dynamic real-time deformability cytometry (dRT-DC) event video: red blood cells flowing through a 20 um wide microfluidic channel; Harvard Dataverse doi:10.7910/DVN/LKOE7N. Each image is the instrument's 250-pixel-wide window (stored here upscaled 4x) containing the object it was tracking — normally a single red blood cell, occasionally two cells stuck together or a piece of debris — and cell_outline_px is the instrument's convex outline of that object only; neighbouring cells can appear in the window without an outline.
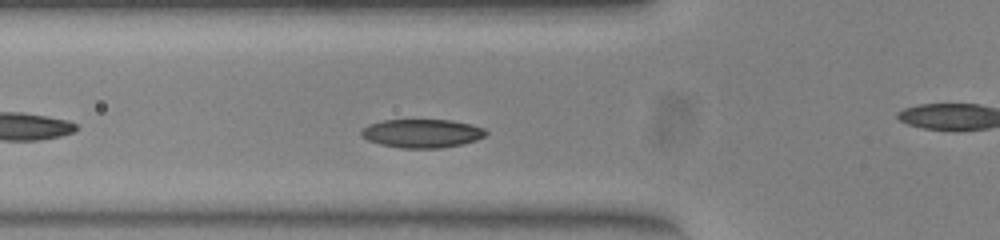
{"species": "common noctule bat (a hibernating species)", "species_latin": "Nyctalus noctula", "temperature_condition": "warm", "stored_images_in_passage": 47, "camera_frame_rate_fps": 3000, "um_per_image_px": 0.085, "animal": {"sex": "female", "body_mass_g": 23.0, "forearm_length_mm": 53.4}, "frame": {"image": 1, "passage_image": 11, "time_ms": 3.333, "image_size_px": [1000, 240], "cell_outline_px": [[488, 132], [484, 136], [476, 140], [464, 144], [440, 148], [400, 148], [380, 144], [368, 140], [360, 136], [360, 132], [368, 124], [384, 120], [452, 120], [472, 124], [484, 128]], "centroid_in_image_um": [35.88, 11.34], "position_along_channel_um": 89.9, "area_um2": 20.87}}
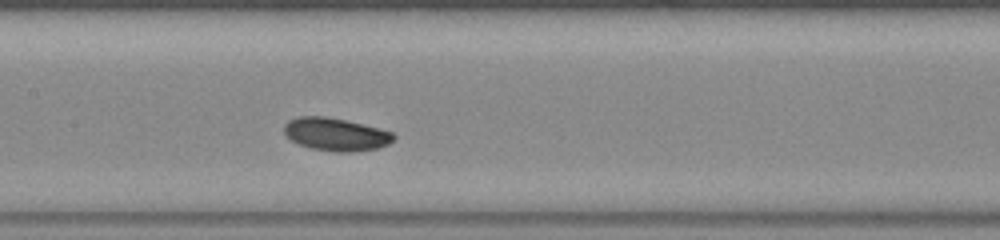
{"frame": {"image": 2, "passage_image": 18, "time_ms": 5.667, "image_size_px": [1000, 240], "cell_outline_px": [[396, 136], [388, 144], [376, 148], [352, 152], [340, 152], [312, 148], [300, 144], [292, 140], [284, 132], [284, 124], [288, 120], [296, 116], [324, 116], [344, 120], [392, 132]], "centroid_in_image_um": [28.51, 11.41], "position_along_channel_um": 178.9, "area_um2": 20.58}}
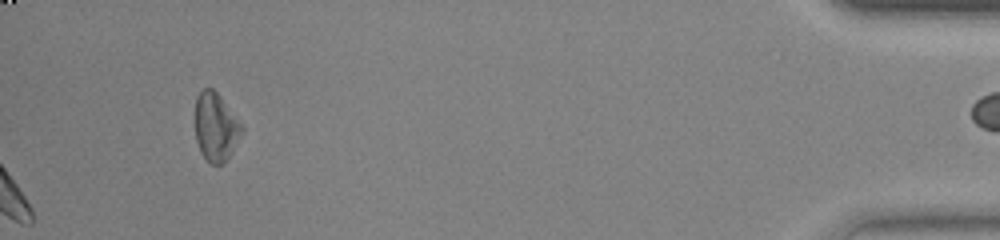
{"frame": {"image": 3, "passage_image": 47, "time_ms": 15.333, "image_size_px": [1000, 240], "cell_outline_px": [[244, 132], [228, 156], [220, 164], [212, 164], [200, 152], [196, 140], [196, 96], [204, 88], [212, 88], [220, 96], [244, 128]], "centroid_in_image_um": [18.34, 10.78], "position_along_channel_um": 416.9, "area_um2": 18.15}, "authors_computed_cell_mechanics": {"area_um2": 20.6346, "velocity_mm_per_s": 3.8064, "shape_relaxation_time_tau1_ms": 1.1855, "shape_relaxation_time_tau2_ms": null, "deformation_change_tau1": 0.0679, "deformation_change_tau2": null}}